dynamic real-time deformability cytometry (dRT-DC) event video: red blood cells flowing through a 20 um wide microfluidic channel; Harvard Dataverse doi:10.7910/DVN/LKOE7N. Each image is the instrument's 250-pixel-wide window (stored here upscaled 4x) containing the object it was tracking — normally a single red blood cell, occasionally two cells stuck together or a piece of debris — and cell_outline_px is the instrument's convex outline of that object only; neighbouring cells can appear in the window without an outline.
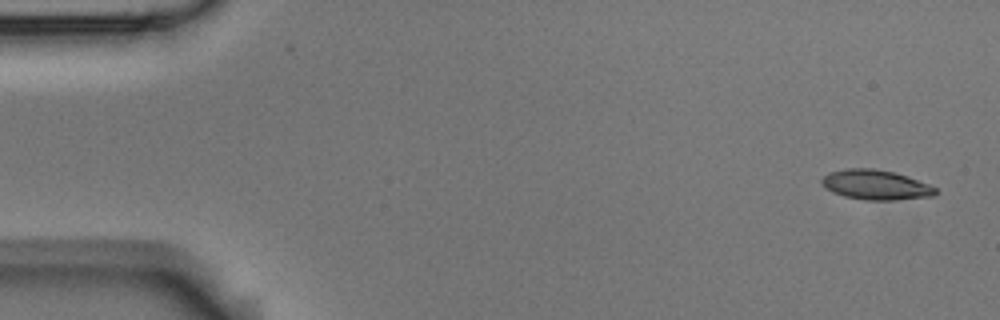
{"species": "Egyptian fruit bat (a non-hibernating species)", "species_latin": "Rousettus aegyptiacus", "temperature_condition": "room temperature", "stored_images_in_passage": 5, "segment_of_instrument_passage": [1, 2], "camera_frame_rate_fps": 3000, "um_per_image_px": 0.085, "animal": {"sex": "male"}, "frame": {"image": 1, "passage_image": 1, "time_ms": 0.0, "image_size_px": [1000, 320], "cell_outline_px": [[936, 192], [932, 196], [892, 200], [864, 200], [844, 196], [832, 192], [820, 184], [820, 180], [828, 172], [848, 168], [872, 168], [896, 172], [908, 176], [928, 184], [936, 188]], "centroid_in_image_um": [74.39, 15.7], "position_along_channel_um": 10.6, "area_um2": 19.83}}
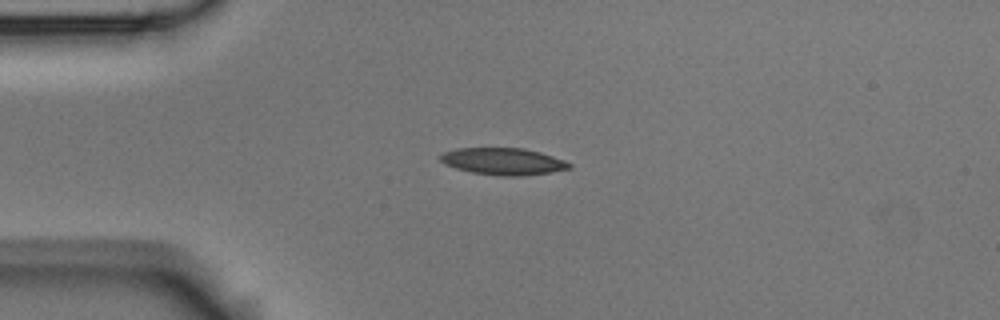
{"frame": {"image": 2, "passage_image": 4, "time_ms": 1.0, "image_size_px": [1000, 320], "cell_outline_px": [[572, 168], [548, 172], [520, 176], [500, 176], [472, 172], [456, 168], [444, 164], [440, 160], [440, 156], [444, 152], [456, 148], [524, 148], [540, 152], [564, 160], [572, 164]], "centroid_in_image_um": [42.76, 13.71], "position_along_channel_um": 42.2, "area_um2": 20.11}}